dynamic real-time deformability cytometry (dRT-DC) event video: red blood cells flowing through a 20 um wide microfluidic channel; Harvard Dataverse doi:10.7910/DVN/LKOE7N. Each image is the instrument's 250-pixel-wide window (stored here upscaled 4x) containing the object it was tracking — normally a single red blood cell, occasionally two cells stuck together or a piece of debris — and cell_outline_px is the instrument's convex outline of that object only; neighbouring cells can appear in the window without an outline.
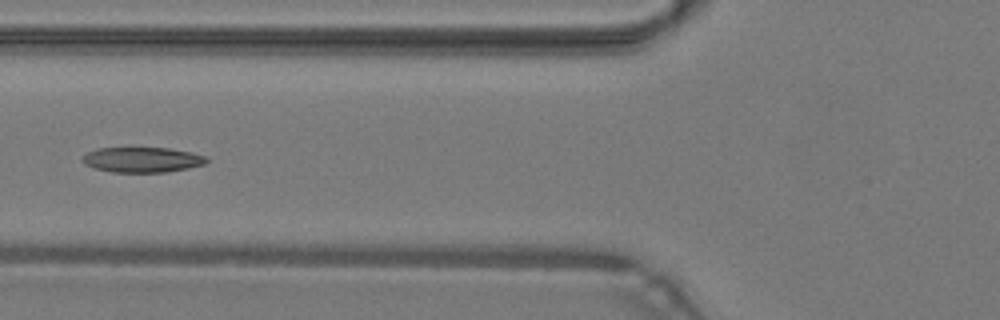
{"species": "common noctule bat (a hibernating species)", "species_latin": "Nyctalus noctula", "temperature_condition": "warm", "stored_images_in_passage": 33, "camera_frame_rate_fps": 3000, "um_per_image_px": 0.085, "animal": {"sex": "male", "body_mass_g": 19.2, "forearm_length_mm": 51.8}, "frame": {"image": 1, "passage_image": 4, "time_ms": 1.0, "image_size_px": [1000, 320], "cell_outline_px": [[208, 160], [204, 164], [188, 168], [164, 172], [112, 172], [96, 168], [84, 164], [80, 160], [88, 152], [96, 148], [168, 148], [192, 152], [204, 156]], "centroid_in_image_um": [12.07, 13.57], "position_along_channel_um": 113.7, "area_um2": 18.09}}
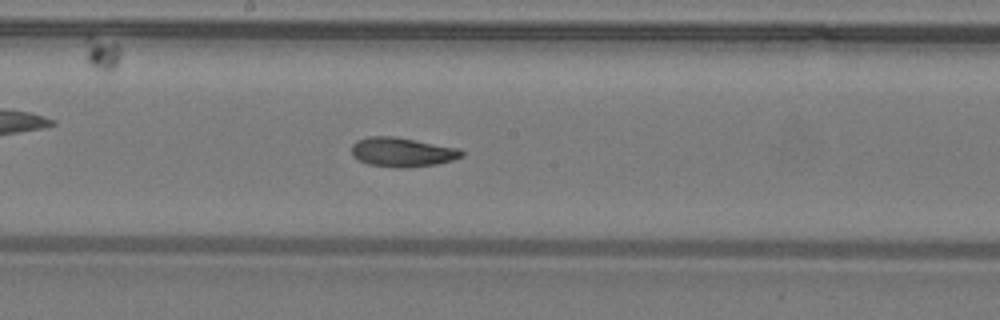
{"frame": {"image": 2, "passage_image": 11, "time_ms": 3.333, "image_size_px": [1000, 320], "cell_outline_px": [[464, 156], [452, 160], [436, 164], [408, 168], [396, 168], [368, 164], [352, 156], [352, 144], [356, 140], [368, 136], [396, 136], [460, 148], [464, 152]], "centroid_in_image_um": [34.2, 12.92], "position_along_channel_um": 214.0, "area_um2": 19.07}}
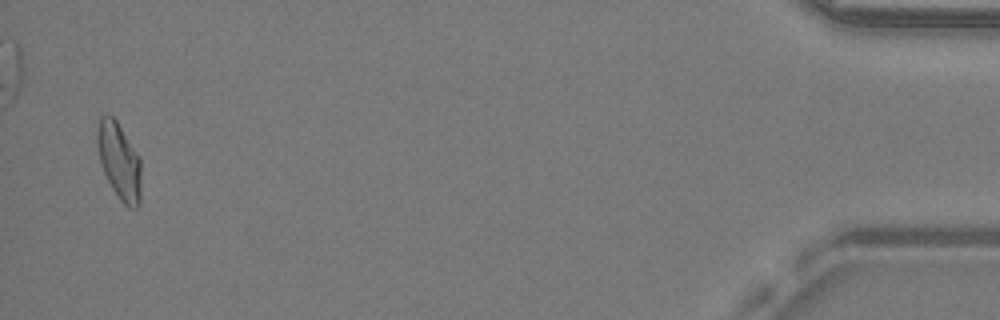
{"frame": {"image": 3, "passage_image": 32, "time_ms": 10.333, "image_size_px": [1000, 320], "cell_outline_px": [[140, 204], [136, 208], [128, 208], [120, 200], [112, 188], [104, 172], [100, 160], [96, 144], [96, 132], [100, 116], [112, 116], [116, 120], [140, 160]], "centroid_in_image_um": [10.11, 13.72], "position_along_channel_um": 425.1, "area_um2": 19.25}, "authors_computed_cell_mechanics": {"area_um2": 18.8428, "velocity_mm_per_s": 4.2927, "shape_relaxation_time_tau1_ms": null, "shape_relaxation_time_tau2_ms": 2.4715, "deformation_change_tau1": null, "deformation_change_tau2": 0.0905}}